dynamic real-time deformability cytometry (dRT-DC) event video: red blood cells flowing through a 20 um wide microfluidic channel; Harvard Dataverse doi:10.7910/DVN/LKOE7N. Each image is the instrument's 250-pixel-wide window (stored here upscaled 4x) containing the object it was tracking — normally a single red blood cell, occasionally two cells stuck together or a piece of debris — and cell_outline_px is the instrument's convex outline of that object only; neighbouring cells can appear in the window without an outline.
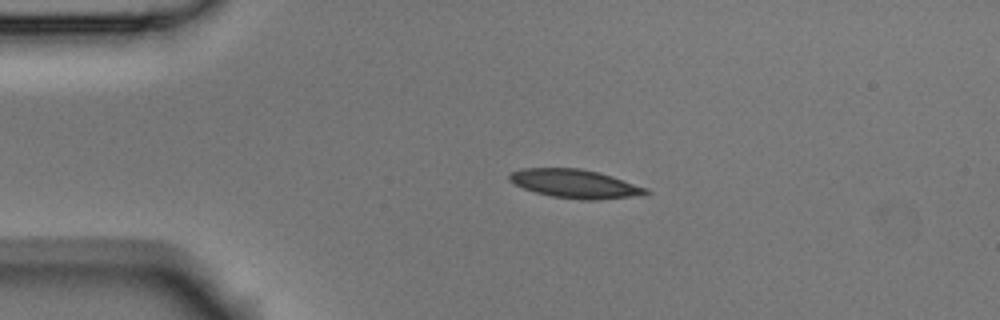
{"species": "Egyptian fruit bat (a non-hibernating species)", "species_latin": "Rousettus aegyptiacus", "temperature_condition": "room temperature", "stored_images_in_passage": 3, "camera_frame_rate_fps": 3000, "um_per_image_px": 0.085, "animal": {"sex": "male"}, "frame": {"image": 1, "passage_image": 2, "time_ms": 0.333, "image_size_px": [1000, 320], "cell_outline_px": [[652, 192], [644, 196], [600, 200], [580, 200], [552, 196], [536, 192], [524, 188], [508, 180], [508, 176], [512, 172], [524, 168], [580, 168], [600, 172], [648, 188]], "centroid_in_image_um": [48.97, 15.63], "position_along_channel_um": 36.0, "area_um2": 23.06}}